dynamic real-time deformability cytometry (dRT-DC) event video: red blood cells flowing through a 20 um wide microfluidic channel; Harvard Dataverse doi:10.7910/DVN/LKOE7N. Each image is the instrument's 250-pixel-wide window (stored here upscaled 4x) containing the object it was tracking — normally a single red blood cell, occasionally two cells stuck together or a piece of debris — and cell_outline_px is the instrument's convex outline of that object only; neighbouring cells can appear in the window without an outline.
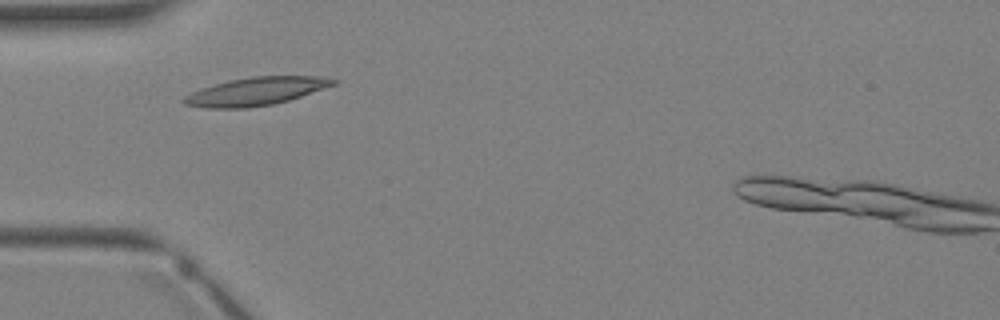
{"species": "Egyptian fruit bat (a non-hibernating species)", "species_latin": "Rousettus aegyptiacus", "temperature_condition": "warm", "stored_images_in_passage": 1, "camera_frame_rate_fps": 3000, "um_per_image_px": 0.085, "animal": {"sex": "female"}, "frame": {"image": 1, "passage_image": 1, "time_ms": 0.0, "image_size_px": [1000, 320], "cell_outline_px": [[340, 80], [336, 84], [288, 100], [272, 104], [248, 108], [204, 108], [184, 104], [180, 100], [184, 96], [200, 88], [232, 80], [252, 76], [316, 76]], "centroid_in_image_um": [21.72, 7.77], "position_along_channel_um": 63.3, "area_um2": 24.22}}